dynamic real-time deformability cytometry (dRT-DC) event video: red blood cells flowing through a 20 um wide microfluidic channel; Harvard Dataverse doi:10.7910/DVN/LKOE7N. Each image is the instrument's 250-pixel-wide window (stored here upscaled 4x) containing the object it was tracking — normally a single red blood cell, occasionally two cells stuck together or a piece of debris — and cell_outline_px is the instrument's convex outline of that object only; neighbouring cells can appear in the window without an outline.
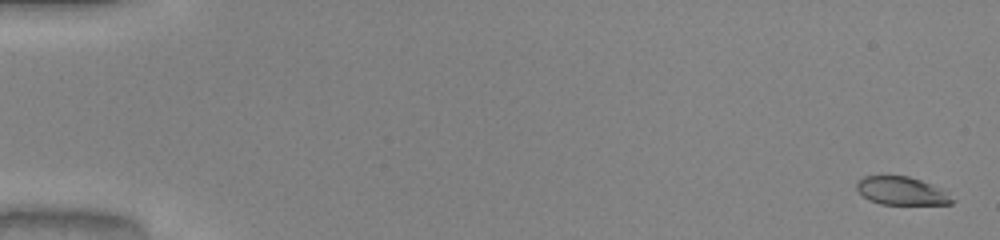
{"species": "common noctule bat (a hibernating species)", "species_latin": "Nyctalus noctula", "temperature_condition": "warm", "stored_images_in_passage": 52, "camera_frame_rate_fps": 3000, "um_per_image_px": 0.085, "animal": {"sex": "male", "body_mass_g": 20.0, "forearm_length_mm": 53.3}, "frame": {"image": 1, "passage_image": 2, "time_ms": 0.333, "image_size_px": [1000, 240], "cell_outline_px": [[956, 200], [952, 204], [880, 204], [868, 200], [856, 188], [856, 184], [864, 176], [908, 176], [932, 184], [940, 188]], "centroid_in_image_um": [76.65, 16.23], "position_along_channel_um": 8.4, "area_um2": 15.55}}
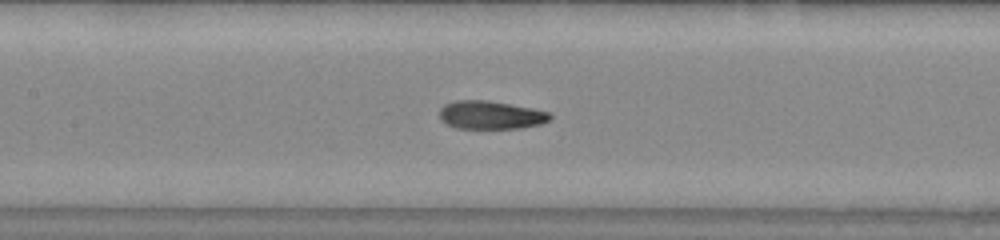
{"frame": {"image": 2, "passage_image": 26, "time_ms": 8.333, "image_size_px": [1000, 240], "cell_outline_px": [[552, 120], [540, 124], [520, 128], [456, 128], [440, 120], [440, 108], [444, 104], [456, 100], [488, 100], [532, 108], [548, 112], [552, 116]], "centroid_in_image_um": [41.71, 9.77], "position_along_channel_um": 165.7, "area_um2": 18.21}}
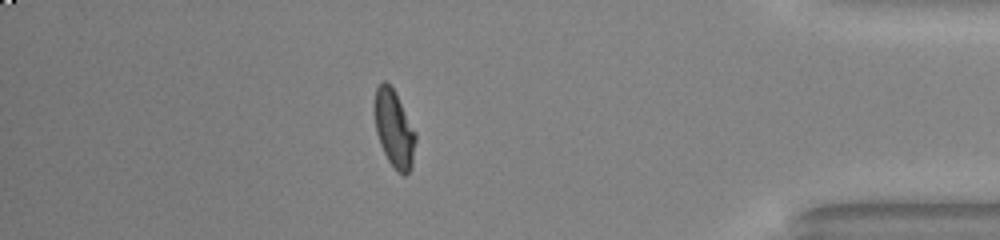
{"frame": {"image": 3, "passage_image": 46, "time_ms": 15.0, "image_size_px": [1000, 240], "cell_outline_px": [[416, 140], [412, 164], [408, 172], [404, 176], [396, 172], [388, 160], [380, 144], [376, 132], [372, 112], [372, 108], [376, 88], [384, 80], [392, 88], [416, 132]], "centroid_in_image_um": [33.46, 10.96], "position_along_channel_um": 401.7, "area_um2": 18.61}, "authors_computed_cell_mechanics": {"area_um2": 18.2359, "velocity_mm_per_s": 4.0777, "shape_relaxation_time_tau1_ms": null, "shape_relaxation_time_tau2_ms": 1.1894, "deformation_change_tau1": null, "deformation_change_tau2": 0.0699}}